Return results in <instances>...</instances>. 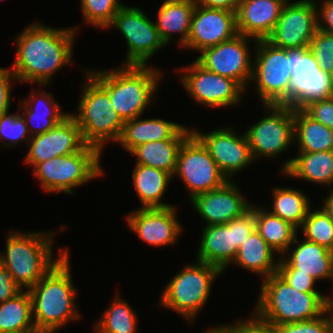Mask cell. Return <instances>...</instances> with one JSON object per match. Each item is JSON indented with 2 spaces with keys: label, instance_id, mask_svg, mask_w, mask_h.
<instances>
[{
  "label": "cell",
  "instance_id": "obj_1",
  "mask_svg": "<svg viewBox=\"0 0 333 333\" xmlns=\"http://www.w3.org/2000/svg\"><path fill=\"white\" fill-rule=\"evenodd\" d=\"M77 28L58 29L39 22L27 25L14 38L17 51L11 69L17 82L46 86L57 70L72 64Z\"/></svg>",
  "mask_w": 333,
  "mask_h": 333
},
{
  "label": "cell",
  "instance_id": "obj_2",
  "mask_svg": "<svg viewBox=\"0 0 333 333\" xmlns=\"http://www.w3.org/2000/svg\"><path fill=\"white\" fill-rule=\"evenodd\" d=\"M109 94L115 111L125 122L142 116L158 92L163 77L148 65H122L110 70L87 71Z\"/></svg>",
  "mask_w": 333,
  "mask_h": 333
},
{
  "label": "cell",
  "instance_id": "obj_3",
  "mask_svg": "<svg viewBox=\"0 0 333 333\" xmlns=\"http://www.w3.org/2000/svg\"><path fill=\"white\" fill-rule=\"evenodd\" d=\"M13 232V233H12ZM8 232L6 250L0 253V263L14 281L28 290L42 279L68 252L59 248L54 258V232Z\"/></svg>",
  "mask_w": 333,
  "mask_h": 333
},
{
  "label": "cell",
  "instance_id": "obj_4",
  "mask_svg": "<svg viewBox=\"0 0 333 333\" xmlns=\"http://www.w3.org/2000/svg\"><path fill=\"white\" fill-rule=\"evenodd\" d=\"M69 253L33 287L28 289L32 301V316L35 327L63 328L64 325L81 318L75 298Z\"/></svg>",
  "mask_w": 333,
  "mask_h": 333
},
{
  "label": "cell",
  "instance_id": "obj_5",
  "mask_svg": "<svg viewBox=\"0 0 333 333\" xmlns=\"http://www.w3.org/2000/svg\"><path fill=\"white\" fill-rule=\"evenodd\" d=\"M260 287L253 309L276 326L313 320L325 313L326 295L297 291L277 273L263 279Z\"/></svg>",
  "mask_w": 333,
  "mask_h": 333
},
{
  "label": "cell",
  "instance_id": "obj_6",
  "mask_svg": "<svg viewBox=\"0 0 333 333\" xmlns=\"http://www.w3.org/2000/svg\"><path fill=\"white\" fill-rule=\"evenodd\" d=\"M82 87L77 113L70 115L81 129L87 145L97 147L101 152L107 142H118L124 121L111 104L108 92L87 72Z\"/></svg>",
  "mask_w": 333,
  "mask_h": 333
},
{
  "label": "cell",
  "instance_id": "obj_7",
  "mask_svg": "<svg viewBox=\"0 0 333 333\" xmlns=\"http://www.w3.org/2000/svg\"><path fill=\"white\" fill-rule=\"evenodd\" d=\"M222 273L220 268L199 260L187 264L166 284L159 303L192 323L208 301L214 280Z\"/></svg>",
  "mask_w": 333,
  "mask_h": 333
},
{
  "label": "cell",
  "instance_id": "obj_8",
  "mask_svg": "<svg viewBox=\"0 0 333 333\" xmlns=\"http://www.w3.org/2000/svg\"><path fill=\"white\" fill-rule=\"evenodd\" d=\"M101 154L97 147L86 145L76 153L37 164L33 169L34 174L44 191L74 195L73 188L104 174L100 165Z\"/></svg>",
  "mask_w": 333,
  "mask_h": 333
},
{
  "label": "cell",
  "instance_id": "obj_9",
  "mask_svg": "<svg viewBox=\"0 0 333 333\" xmlns=\"http://www.w3.org/2000/svg\"><path fill=\"white\" fill-rule=\"evenodd\" d=\"M251 81L262 105L289 106L290 65L288 50L273 46L267 40H257Z\"/></svg>",
  "mask_w": 333,
  "mask_h": 333
},
{
  "label": "cell",
  "instance_id": "obj_10",
  "mask_svg": "<svg viewBox=\"0 0 333 333\" xmlns=\"http://www.w3.org/2000/svg\"><path fill=\"white\" fill-rule=\"evenodd\" d=\"M287 50L291 73L289 107L303 109L309 102L333 97V76L322 70L310 49Z\"/></svg>",
  "mask_w": 333,
  "mask_h": 333
},
{
  "label": "cell",
  "instance_id": "obj_11",
  "mask_svg": "<svg viewBox=\"0 0 333 333\" xmlns=\"http://www.w3.org/2000/svg\"><path fill=\"white\" fill-rule=\"evenodd\" d=\"M174 175L181 178L189 190L190 200L197 194L218 189L228 181L208 149L193 133L179 148Z\"/></svg>",
  "mask_w": 333,
  "mask_h": 333
},
{
  "label": "cell",
  "instance_id": "obj_12",
  "mask_svg": "<svg viewBox=\"0 0 333 333\" xmlns=\"http://www.w3.org/2000/svg\"><path fill=\"white\" fill-rule=\"evenodd\" d=\"M266 117L252 124L244 132L247 136L253 159L260 156L275 157L294 144L293 108L286 105H264Z\"/></svg>",
  "mask_w": 333,
  "mask_h": 333
},
{
  "label": "cell",
  "instance_id": "obj_13",
  "mask_svg": "<svg viewBox=\"0 0 333 333\" xmlns=\"http://www.w3.org/2000/svg\"><path fill=\"white\" fill-rule=\"evenodd\" d=\"M116 27L127 42L124 65H147L148 60L167 44L161 38L155 23L137 7L123 6L109 27Z\"/></svg>",
  "mask_w": 333,
  "mask_h": 333
},
{
  "label": "cell",
  "instance_id": "obj_14",
  "mask_svg": "<svg viewBox=\"0 0 333 333\" xmlns=\"http://www.w3.org/2000/svg\"><path fill=\"white\" fill-rule=\"evenodd\" d=\"M180 81L197 103L213 108L240 104L246 91L237 81L211 72L196 60L179 68Z\"/></svg>",
  "mask_w": 333,
  "mask_h": 333
},
{
  "label": "cell",
  "instance_id": "obj_15",
  "mask_svg": "<svg viewBox=\"0 0 333 333\" xmlns=\"http://www.w3.org/2000/svg\"><path fill=\"white\" fill-rule=\"evenodd\" d=\"M318 31L317 3L312 0L286 2L271 35L266 39L283 49L309 48Z\"/></svg>",
  "mask_w": 333,
  "mask_h": 333
},
{
  "label": "cell",
  "instance_id": "obj_16",
  "mask_svg": "<svg viewBox=\"0 0 333 333\" xmlns=\"http://www.w3.org/2000/svg\"><path fill=\"white\" fill-rule=\"evenodd\" d=\"M251 39L253 38L237 34L230 40L203 49L195 60L205 69L233 79L247 89L254 61L252 57L250 58L249 51Z\"/></svg>",
  "mask_w": 333,
  "mask_h": 333
},
{
  "label": "cell",
  "instance_id": "obj_17",
  "mask_svg": "<svg viewBox=\"0 0 333 333\" xmlns=\"http://www.w3.org/2000/svg\"><path fill=\"white\" fill-rule=\"evenodd\" d=\"M192 133L208 149L220 171L232 179V175L247 169L254 161L246 134L237 135L231 127L218 128L210 133H202L192 128Z\"/></svg>",
  "mask_w": 333,
  "mask_h": 333
},
{
  "label": "cell",
  "instance_id": "obj_18",
  "mask_svg": "<svg viewBox=\"0 0 333 333\" xmlns=\"http://www.w3.org/2000/svg\"><path fill=\"white\" fill-rule=\"evenodd\" d=\"M86 145L80 127L69 114L51 130L31 137L24 162L34 168L49 159L81 151Z\"/></svg>",
  "mask_w": 333,
  "mask_h": 333
},
{
  "label": "cell",
  "instance_id": "obj_19",
  "mask_svg": "<svg viewBox=\"0 0 333 333\" xmlns=\"http://www.w3.org/2000/svg\"><path fill=\"white\" fill-rule=\"evenodd\" d=\"M238 34L236 12L195 6L190 34L184 49H203L232 39Z\"/></svg>",
  "mask_w": 333,
  "mask_h": 333
},
{
  "label": "cell",
  "instance_id": "obj_20",
  "mask_svg": "<svg viewBox=\"0 0 333 333\" xmlns=\"http://www.w3.org/2000/svg\"><path fill=\"white\" fill-rule=\"evenodd\" d=\"M236 182L228 180L222 187L197 194L191 199L192 207L206 221V225L227 224L244 215L252 207L241 194Z\"/></svg>",
  "mask_w": 333,
  "mask_h": 333
},
{
  "label": "cell",
  "instance_id": "obj_21",
  "mask_svg": "<svg viewBox=\"0 0 333 333\" xmlns=\"http://www.w3.org/2000/svg\"><path fill=\"white\" fill-rule=\"evenodd\" d=\"M176 207L139 208L127 215L129 228L138 238L150 245L164 246L177 242L182 226L177 219Z\"/></svg>",
  "mask_w": 333,
  "mask_h": 333
},
{
  "label": "cell",
  "instance_id": "obj_22",
  "mask_svg": "<svg viewBox=\"0 0 333 333\" xmlns=\"http://www.w3.org/2000/svg\"><path fill=\"white\" fill-rule=\"evenodd\" d=\"M285 0H240L236 12L238 34L266 40L273 32Z\"/></svg>",
  "mask_w": 333,
  "mask_h": 333
},
{
  "label": "cell",
  "instance_id": "obj_23",
  "mask_svg": "<svg viewBox=\"0 0 333 333\" xmlns=\"http://www.w3.org/2000/svg\"><path fill=\"white\" fill-rule=\"evenodd\" d=\"M296 235L291 248L296 247L279 259L277 269H298V273L309 274L317 281L333 278V252L327 248L307 240L300 242ZM294 245V246H293ZM285 258V259H284Z\"/></svg>",
  "mask_w": 333,
  "mask_h": 333
},
{
  "label": "cell",
  "instance_id": "obj_24",
  "mask_svg": "<svg viewBox=\"0 0 333 333\" xmlns=\"http://www.w3.org/2000/svg\"><path fill=\"white\" fill-rule=\"evenodd\" d=\"M202 230L196 260L216 266L224 272L238 253L233 226L229 222L212 224L204 226Z\"/></svg>",
  "mask_w": 333,
  "mask_h": 333
},
{
  "label": "cell",
  "instance_id": "obj_25",
  "mask_svg": "<svg viewBox=\"0 0 333 333\" xmlns=\"http://www.w3.org/2000/svg\"><path fill=\"white\" fill-rule=\"evenodd\" d=\"M27 99L18 105L19 109L25 110L21 111V115L25 119L31 137L46 133L70 114L61 112L62 107L55 102L53 95L43 90L35 92L32 88L30 98Z\"/></svg>",
  "mask_w": 333,
  "mask_h": 333
},
{
  "label": "cell",
  "instance_id": "obj_26",
  "mask_svg": "<svg viewBox=\"0 0 333 333\" xmlns=\"http://www.w3.org/2000/svg\"><path fill=\"white\" fill-rule=\"evenodd\" d=\"M281 172L295 179L332 187L333 150L298 152L296 157L283 163Z\"/></svg>",
  "mask_w": 333,
  "mask_h": 333
},
{
  "label": "cell",
  "instance_id": "obj_27",
  "mask_svg": "<svg viewBox=\"0 0 333 333\" xmlns=\"http://www.w3.org/2000/svg\"><path fill=\"white\" fill-rule=\"evenodd\" d=\"M140 117L124 122L118 141L129 153L140 144L171 139L184 127L180 123L161 118L141 119Z\"/></svg>",
  "mask_w": 333,
  "mask_h": 333
},
{
  "label": "cell",
  "instance_id": "obj_28",
  "mask_svg": "<svg viewBox=\"0 0 333 333\" xmlns=\"http://www.w3.org/2000/svg\"><path fill=\"white\" fill-rule=\"evenodd\" d=\"M191 133L192 129L184 126L173 138L140 144L130 153L137 158L136 164L158 168L173 176L179 148Z\"/></svg>",
  "mask_w": 333,
  "mask_h": 333
},
{
  "label": "cell",
  "instance_id": "obj_29",
  "mask_svg": "<svg viewBox=\"0 0 333 333\" xmlns=\"http://www.w3.org/2000/svg\"><path fill=\"white\" fill-rule=\"evenodd\" d=\"M274 254L276 251L255 230L240 246L232 263L251 271V273H257L265 279L277 273L280 257L276 260Z\"/></svg>",
  "mask_w": 333,
  "mask_h": 333
},
{
  "label": "cell",
  "instance_id": "obj_30",
  "mask_svg": "<svg viewBox=\"0 0 333 333\" xmlns=\"http://www.w3.org/2000/svg\"><path fill=\"white\" fill-rule=\"evenodd\" d=\"M173 176L161 169L136 164L132 172L133 186L139 196L141 208L173 206L162 202L163 195Z\"/></svg>",
  "mask_w": 333,
  "mask_h": 333
},
{
  "label": "cell",
  "instance_id": "obj_31",
  "mask_svg": "<svg viewBox=\"0 0 333 333\" xmlns=\"http://www.w3.org/2000/svg\"><path fill=\"white\" fill-rule=\"evenodd\" d=\"M195 6L196 3L162 2L155 26L166 44L171 43L175 33L180 34L178 46L182 47L187 42Z\"/></svg>",
  "mask_w": 333,
  "mask_h": 333
},
{
  "label": "cell",
  "instance_id": "obj_32",
  "mask_svg": "<svg viewBox=\"0 0 333 333\" xmlns=\"http://www.w3.org/2000/svg\"><path fill=\"white\" fill-rule=\"evenodd\" d=\"M294 140L298 152L333 150V130L315 121L302 108L293 109Z\"/></svg>",
  "mask_w": 333,
  "mask_h": 333
},
{
  "label": "cell",
  "instance_id": "obj_33",
  "mask_svg": "<svg viewBox=\"0 0 333 333\" xmlns=\"http://www.w3.org/2000/svg\"><path fill=\"white\" fill-rule=\"evenodd\" d=\"M264 209L255 205L256 230L267 244L283 257L289 253L299 230L290 222Z\"/></svg>",
  "mask_w": 333,
  "mask_h": 333
},
{
  "label": "cell",
  "instance_id": "obj_34",
  "mask_svg": "<svg viewBox=\"0 0 333 333\" xmlns=\"http://www.w3.org/2000/svg\"><path fill=\"white\" fill-rule=\"evenodd\" d=\"M34 325L28 290L0 303V333H28Z\"/></svg>",
  "mask_w": 333,
  "mask_h": 333
},
{
  "label": "cell",
  "instance_id": "obj_35",
  "mask_svg": "<svg viewBox=\"0 0 333 333\" xmlns=\"http://www.w3.org/2000/svg\"><path fill=\"white\" fill-rule=\"evenodd\" d=\"M272 190L273 208L270 212L290 222L299 230L311 208L309 196L302 190L289 187H276Z\"/></svg>",
  "mask_w": 333,
  "mask_h": 333
},
{
  "label": "cell",
  "instance_id": "obj_36",
  "mask_svg": "<svg viewBox=\"0 0 333 333\" xmlns=\"http://www.w3.org/2000/svg\"><path fill=\"white\" fill-rule=\"evenodd\" d=\"M137 313L118 296L104 311L93 330L96 333H137Z\"/></svg>",
  "mask_w": 333,
  "mask_h": 333
},
{
  "label": "cell",
  "instance_id": "obj_37",
  "mask_svg": "<svg viewBox=\"0 0 333 333\" xmlns=\"http://www.w3.org/2000/svg\"><path fill=\"white\" fill-rule=\"evenodd\" d=\"M300 228L305 240L317 243L333 252V220L323 208L314 212L309 209Z\"/></svg>",
  "mask_w": 333,
  "mask_h": 333
},
{
  "label": "cell",
  "instance_id": "obj_38",
  "mask_svg": "<svg viewBox=\"0 0 333 333\" xmlns=\"http://www.w3.org/2000/svg\"><path fill=\"white\" fill-rule=\"evenodd\" d=\"M124 4L120 0H81L83 21L100 29H108Z\"/></svg>",
  "mask_w": 333,
  "mask_h": 333
},
{
  "label": "cell",
  "instance_id": "obj_39",
  "mask_svg": "<svg viewBox=\"0 0 333 333\" xmlns=\"http://www.w3.org/2000/svg\"><path fill=\"white\" fill-rule=\"evenodd\" d=\"M30 139L31 135L21 114L15 113L13 115L9 111L0 114V141L3 144L2 146L12 148L22 140L28 144Z\"/></svg>",
  "mask_w": 333,
  "mask_h": 333
},
{
  "label": "cell",
  "instance_id": "obj_40",
  "mask_svg": "<svg viewBox=\"0 0 333 333\" xmlns=\"http://www.w3.org/2000/svg\"><path fill=\"white\" fill-rule=\"evenodd\" d=\"M309 49L322 70L333 76V34L318 29L311 39Z\"/></svg>",
  "mask_w": 333,
  "mask_h": 333
},
{
  "label": "cell",
  "instance_id": "obj_41",
  "mask_svg": "<svg viewBox=\"0 0 333 333\" xmlns=\"http://www.w3.org/2000/svg\"><path fill=\"white\" fill-rule=\"evenodd\" d=\"M248 320H236L233 324L217 326L219 333H279L277 326L261 318L253 311Z\"/></svg>",
  "mask_w": 333,
  "mask_h": 333
},
{
  "label": "cell",
  "instance_id": "obj_42",
  "mask_svg": "<svg viewBox=\"0 0 333 333\" xmlns=\"http://www.w3.org/2000/svg\"><path fill=\"white\" fill-rule=\"evenodd\" d=\"M279 333H333V326L325 312L316 319L277 326Z\"/></svg>",
  "mask_w": 333,
  "mask_h": 333
},
{
  "label": "cell",
  "instance_id": "obj_43",
  "mask_svg": "<svg viewBox=\"0 0 333 333\" xmlns=\"http://www.w3.org/2000/svg\"><path fill=\"white\" fill-rule=\"evenodd\" d=\"M303 110L315 121L333 130V97L309 102Z\"/></svg>",
  "mask_w": 333,
  "mask_h": 333
},
{
  "label": "cell",
  "instance_id": "obj_44",
  "mask_svg": "<svg viewBox=\"0 0 333 333\" xmlns=\"http://www.w3.org/2000/svg\"><path fill=\"white\" fill-rule=\"evenodd\" d=\"M277 274L297 291L320 293L314 287L317 280L309 274L298 273V269H277Z\"/></svg>",
  "mask_w": 333,
  "mask_h": 333
},
{
  "label": "cell",
  "instance_id": "obj_45",
  "mask_svg": "<svg viewBox=\"0 0 333 333\" xmlns=\"http://www.w3.org/2000/svg\"><path fill=\"white\" fill-rule=\"evenodd\" d=\"M229 223L234 228L235 244L239 249L248 236L256 230L255 204L244 215L232 219Z\"/></svg>",
  "mask_w": 333,
  "mask_h": 333
},
{
  "label": "cell",
  "instance_id": "obj_46",
  "mask_svg": "<svg viewBox=\"0 0 333 333\" xmlns=\"http://www.w3.org/2000/svg\"><path fill=\"white\" fill-rule=\"evenodd\" d=\"M17 81L11 68L0 67V114L10 111L11 88Z\"/></svg>",
  "mask_w": 333,
  "mask_h": 333
},
{
  "label": "cell",
  "instance_id": "obj_47",
  "mask_svg": "<svg viewBox=\"0 0 333 333\" xmlns=\"http://www.w3.org/2000/svg\"><path fill=\"white\" fill-rule=\"evenodd\" d=\"M22 291L6 268L0 263V303L13 298Z\"/></svg>",
  "mask_w": 333,
  "mask_h": 333
},
{
  "label": "cell",
  "instance_id": "obj_48",
  "mask_svg": "<svg viewBox=\"0 0 333 333\" xmlns=\"http://www.w3.org/2000/svg\"><path fill=\"white\" fill-rule=\"evenodd\" d=\"M320 4H317L318 29L333 34V0H323Z\"/></svg>",
  "mask_w": 333,
  "mask_h": 333
},
{
  "label": "cell",
  "instance_id": "obj_49",
  "mask_svg": "<svg viewBox=\"0 0 333 333\" xmlns=\"http://www.w3.org/2000/svg\"><path fill=\"white\" fill-rule=\"evenodd\" d=\"M240 0H197L196 5L211 8L222 9L231 12H237Z\"/></svg>",
  "mask_w": 333,
  "mask_h": 333
},
{
  "label": "cell",
  "instance_id": "obj_50",
  "mask_svg": "<svg viewBox=\"0 0 333 333\" xmlns=\"http://www.w3.org/2000/svg\"><path fill=\"white\" fill-rule=\"evenodd\" d=\"M322 208L333 220V188L330 190V194H327V197L324 199Z\"/></svg>",
  "mask_w": 333,
  "mask_h": 333
},
{
  "label": "cell",
  "instance_id": "obj_51",
  "mask_svg": "<svg viewBox=\"0 0 333 333\" xmlns=\"http://www.w3.org/2000/svg\"><path fill=\"white\" fill-rule=\"evenodd\" d=\"M333 294V291H332ZM325 312L327 313L330 323L333 326V298L326 297V306H325Z\"/></svg>",
  "mask_w": 333,
  "mask_h": 333
},
{
  "label": "cell",
  "instance_id": "obj_52",
  "mask_svg": "<svg viewBox=\"0 0 333 333\" xmlns=\"http://www.w3.org/2000/svg\"><path fill=\"white\" fill-rule=\"evenodd\" d=\"M57 330V328L33 327L28 333H55Z\"/></svg>",
  "mask_w": 333,
  "mask_h": 333
},
{
  "label": "cell",
  "instance_id": "obj_53",
  "mask_svg": "<svg viewBox=\"0 0 333 333\" xmlns=\"http://www.w3.org/2000/svg\"><path fill=\"white\" fill-rule=\"evenodd\" d=\"M167 2H185V3H196L197 0H164Z\"/></svg>",
  "mask_w": 333,
  "mask_h": 333
},
{
  "label": "cell",
  "instance_id": "obj_54",
  "mask_svg": "<svg viewBox=\"0 0 333 333\" xmlns=\"http://www.w3.org/2000/svg\"><path fill=\"white\" fill-rule=\"evenodd\" d=\"M214 330H217V327H212V328H209L208 331L205 330V332H202V333H212Z\"/></svg>",
  "mask_w": 333,
  "mask_h": 333
}]
</instances>
